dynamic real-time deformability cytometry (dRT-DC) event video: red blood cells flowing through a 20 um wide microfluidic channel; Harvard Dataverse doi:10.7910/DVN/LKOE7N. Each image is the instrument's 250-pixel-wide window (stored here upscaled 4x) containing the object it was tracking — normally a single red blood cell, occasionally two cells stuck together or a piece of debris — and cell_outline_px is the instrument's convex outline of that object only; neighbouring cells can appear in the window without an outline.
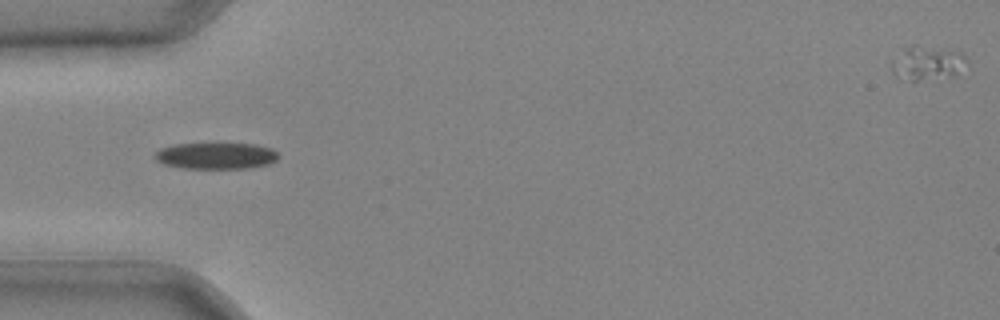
{"species": "common noctule bat (a hibernating species)", "species_latin": "Nyctalus noctula", "temperature_condition": "cold", "stored_images_in_passage": 29, "camera_frame_rate_fps": 3000, "um_per_image_px": 0.085, "animal": {"sex": "male", "body_mass_g": 20.4}, "frame": {"image": 1, "passage_image": 1, "time_ms": 0.0, "image_size_px": [1000, 320], "cell_outline_px": [[280, 156], [276, 160], [268, 164], [248, 168], [184, 168], [164, 164], [156, 160], [152, 156], [160, 148], [172, 144], [256, 144], [272, 148]], "centroid_in_image_um": [18.35, 13.24], "position_along_channel_um": 66.7, "area_um2": 19.02}}
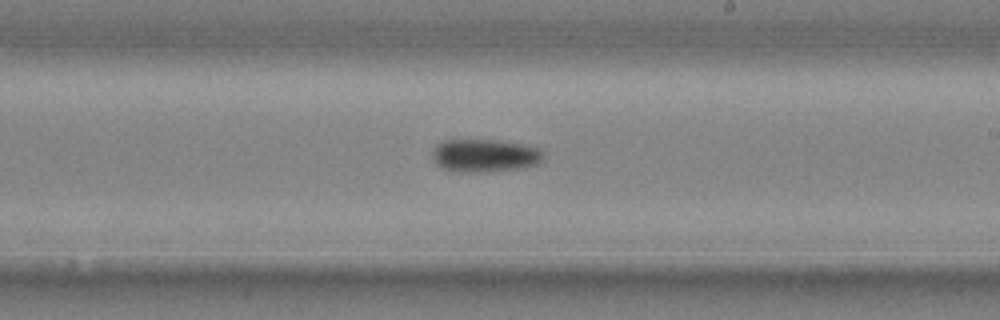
{"frame": {"image": 2, "passage_image": 13, "time_ms": 4.0, "image_size_px": [1000, 320], "cell_outline_px": [[544, 156], [536, 164], [516, 168], [480, 172], [444, 168], [432, 156], [432, 152], [436, 144], [444, 140], [500, 140], [524, 144], [540, 148], [544, 152]], "centroid_in_image_um": [41.25, 13.18], "position_along_channel_um": 247.7, "area_um2": 20.75}}
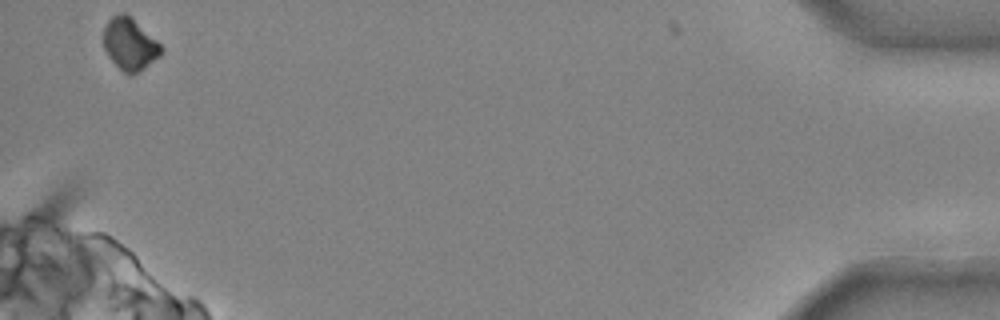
{"frame": {"image": 3, "passage_image": 29, "time_ms": 9.333, "image_size_px": [1000, 320], "cell_outline_px": [[164, 48], [160, 56], [144, 68], [132, 76], [128, 76], [108, 56], [100, 40], [104, 28], [108, 20], [112, 16], [120, 12], [124, 12], [156, 40]], "centroid_in_image_um": [10.99, 3.76], "position_along_channel_um": 424.2, "area_um2": 17.51}}